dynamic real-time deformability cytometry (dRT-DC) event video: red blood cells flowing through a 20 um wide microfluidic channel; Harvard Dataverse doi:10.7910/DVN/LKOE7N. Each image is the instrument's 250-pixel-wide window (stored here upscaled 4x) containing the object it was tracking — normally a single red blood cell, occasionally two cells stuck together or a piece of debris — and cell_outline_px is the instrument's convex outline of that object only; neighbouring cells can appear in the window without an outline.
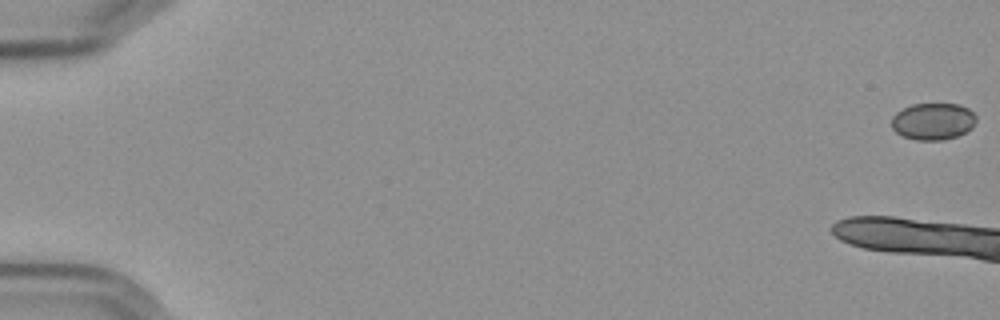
{"species": "Egyptian fruit bat (a non-hibernating species)", "species_latin": "Rousettus aegyptiacus", "temperature_condition": "cold", "stored_images_in_passage": 18, "camera_frame_rate_fps": 3000, "um_per_image_px": 0.085, "frame": {"image": 1, "passage_image": 1, "time_ms": 0.0, "image_size_px": [1000, 320], "cell_outline_px": [[976, 120], [972, 128], [956, 136], [944, 140], [916, 140], [904, 136], [896, 132], [892, 128], [892, 116], [896, 112], [912, 104], [960, 104], [968, 108], [976, 116]], "centroid_in_image_um": [79.31, 10.31], "position_along_channel_um": 5.7, "area_um2": 18.15}}